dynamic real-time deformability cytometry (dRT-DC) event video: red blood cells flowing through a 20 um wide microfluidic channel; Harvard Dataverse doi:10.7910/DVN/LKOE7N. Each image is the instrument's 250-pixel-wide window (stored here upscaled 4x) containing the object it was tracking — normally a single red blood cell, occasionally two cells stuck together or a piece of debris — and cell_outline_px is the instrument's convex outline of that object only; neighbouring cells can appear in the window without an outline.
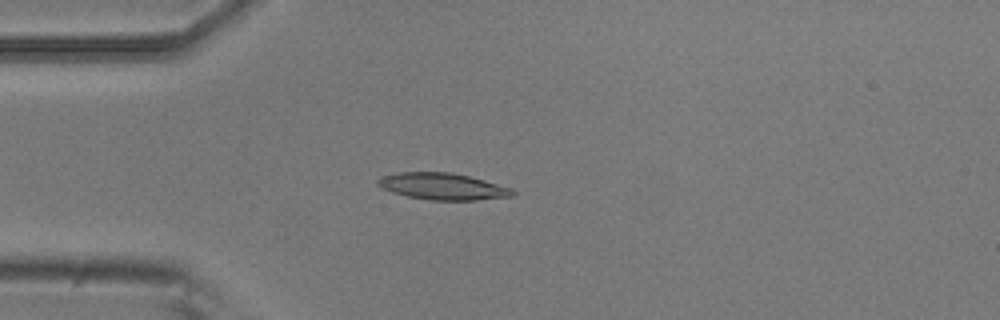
{"species": "common noctule bat (a hibernating species)", "species_latin": "Nyctalus noctula", "temperature_condition": "room temperature", "stored_images_in_passage": 5, "camera_frame_rate_fps": 3000, "um_per_image_px": 0.085, "animal": {"sex": "male", "body_mass_g": 20.5, "forearm_length_mm": 52.5}, "frame": {"image": 1, "passage_image": 4, "time_ms": 1.0, "image_size_px": [1000, 320], "cell_outline_px": [[516, 192], [512, 196], [476, 200], [432, 200], [408, 196], [392, 192], [380, 188], [376, 184], [376, 180], [384, 176], [396, 172], [452, 172], [484, 180], [512, 188]], "centroid_in_image_um": [37.61, 15.84], "position_along_channel_um": 47.4, "area_um2": 20.92}}